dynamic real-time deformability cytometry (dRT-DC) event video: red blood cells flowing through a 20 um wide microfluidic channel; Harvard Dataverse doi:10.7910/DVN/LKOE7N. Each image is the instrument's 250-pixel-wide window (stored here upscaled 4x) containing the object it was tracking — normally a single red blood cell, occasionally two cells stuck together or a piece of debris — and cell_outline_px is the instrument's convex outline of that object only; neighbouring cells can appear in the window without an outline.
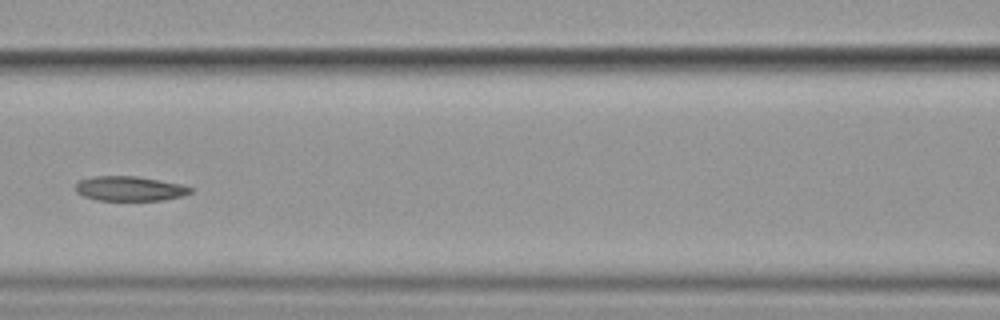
{"species": "common noctule bat (a hibernating species)", "species_latin": "Nyctalus noctula", "temperature_condition": "cold", "stored_images_in_passage": 11, "camera_frame_rate_fps": 3000, "um_per_image_px": 0.085, "animal": {"sex": "female", "body_mass_g": 19.9}, "frame": {"image": 1, "passage_image": 7, "time_ms": 8.0, "image_size_px": [1000, 320], "cell_outline_px": [[196, 188], [192, 192], [184, 196], [164, 200], [96, 200], [84, 196], [76, 192], [76, 184], [80, 180], [92, 176], [136, 176], [180, 184]], "centroid_in_image_um": [11.06, 16.03], "position_along_channel_um": 155.5, "area_um2": 16.59}}
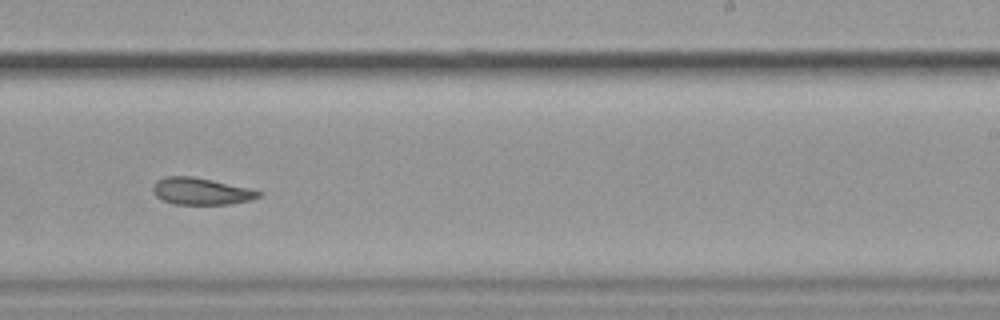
{"frame": {"image": 2, "passage_image": 10, "time_ms": 11.333, "image_size_px": [1000, 320], "cell_outline_px": [[260, 196], [252, 200], [228, 204], [176, 204], [164, 200], [156, 196], [152, 192], [152, 184], [156, 180], [164, 176], [192, 176], [212, 180], [248, 188], [260, 192]], "centroid_in_image_um": [17.03, 16.25], "position_along_channel_um": 272.0, "area_um2": 16.47}}
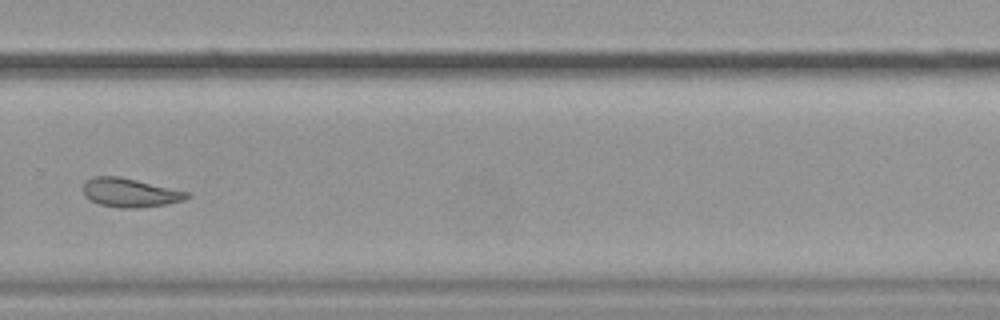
{"frame": {"image": 3, "passage_image": 11, "time_ms": 12.667, "image_size_px": [1000, 320], "cell_outline_px": [[192, 196], [184, 200], [168, 204], [136, 208], [120, 208], [100, 204], [84, 196], [84, 184], [92, 176], [120, 176], [188, 192]], "centroid_in_image_um": [11.07, 16.38], "position_along_channel_um": 318.7, "area_um2": 17.34}}